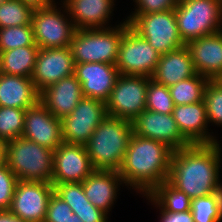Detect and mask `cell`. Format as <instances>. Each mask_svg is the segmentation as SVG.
<instances>
[{
  "label": "cell",
  "instance_id": "obj_15",
  "mask_svg": "<svg viewBox=\"0 0 222 222\" xmlns=\"http://www.w3.org/2000/svg\"><path fill=\"white\" fill-rule=\"evenodd\" d=\"M133 133L161 141L173 150L190 145L182 136L172 114H162L145 109L133 121Z\"/></svg>",
  "mask_w": 222,
  "mask_h": 222
},
{
  "label": "cell",
  "instance_id": "obj_17",
  "mask_svg": "<svg viewBox=\"0 0 222 222\" xmlns=\"http://www.w3.org/2000/svg\"><path fill=\"white\" fill-rule=\"evenodd\" d=\"M172 115L182 136L190 144H210L222 141L218 139L217 132L209 129L204 101L175 105Z\"/></svg>",
  "mask_w": 222,
  "mask_h": 222
},
{
  "label": "cell",
  "instance_id": "obj_31",
  "mask_svg": "<svg viewBox=\"0 0 222 222\" xmlns=\"http://www.w3.org/2000/svg\"><path fill=\"white\" fill-rule=\"evenodd\" d=\"M203 101L209 125L222 128V79L207 82Z\"/></svg>",
  "mask_w": 222,
  "mask_h": 222
},
{
  "label": "cell",
  "instance_id": "obj_32",
  "mask_svg": "<svg viewBox=\"0 0 222 222\" xmlns=\"http://www.w3.org/2000/svg\"><path fill=\"white\" fill-rule=\"evenodd\" d=\"M30 45H36L31 25L0 28V53Z\"/></svg>",
  "mask_w": 222,
  "mask_h": 222
},
{
  "label": "cell",
  "instance_id": "obj_5",
  "mask_svg": "<svg viewBox=\"0 0 222 222\" xmlns=\"http://www.w3.org/2000/svg\"><path fill=\"white\" fill-rule=\"evenodd\" d=\"M114 27L76 29L70 48L75 64L100 62L116 64L126 20Z\"/></svg>",
  "mask_w": 222,
  "mask_h": 222
},
{
  "label": "cell",
  "instance_id": "obj_24",
  "mask_svg": "<svg viewBox=\"0 0 222 222\" xmlns=\"http://www.w3.org/2000/svg\"><path fill=\"white\" fill-rule=\"evenodd\" d=\"M39 96L31 78L0 73V107L26 110L39 102Z\"/></svg>",
  "mask_w": 222,
  "mask_h": 222
},
{
  "label": "cell",
  "instance_id": "obj_13",
  "mask_svg": "<svg viewBox=\"0 0 222 222\" xmlns=\"http://www.w3.org/2000/svg\"><path fill=\"white\" fill-rule=\"evenodd\" d=\"M94 170L85 145L63 142L53 153L51 183L83 182Z\"/></svg>",
  "mask_w": 222,
  "mask_h": 222
},
{
  "label": "cell",
  "instance_id": "obj_41",
  "mask_svg": "<svg viewBox=\"0 0 222 222\" xmlns=\"http://www.w3.org/2000/svg\"><path fill=\"white\" fill-rule=\"evenodd\" d=\"M6 143L0 140V166L5 164Z\"/></svg>",
  "mask_w": 222,
  "mask_h": 222
},
{
  "label": "cell",
  "instance_id": "obj_35",
  "mask_svg": "<svg viewBox=\"0 0 222 222\" xmlns=\"http://www.w3.org/2000/svg\"><path fill=\"white\" fill-rule=\"evenodd\" d=\"M17 182V177L6 163L0 166V210L10 209Z\"/></svg>",
  "mask_w": 222,
  "mask_h": 222
},
{
  "label": "cell",
  "instance_id": "obj_1",
  "mask_svg": "<svg viewBox=\"0 0 222 222\" xmlns=\"http://www.w3.org/2000/svg\"><path fill=\"white\" fill-rule=\"evenodd\" d=\"M190 144L173 150L168 181L191 200L222 193V144Z\"/></svg>",
  "mask_w": 222,
  "mask_h": 222
},
{
  "label": "cell",
  "instance_id": "obj_11",
  "mask_svg": "<svg viewBox=\"0 0 222 222\" xmlns=\"http://www.w3.org/2000/svg\"><path fill=\"white\" fill-rule=\"evenodd\" d=\"M107 116L105 102L83 97L73 111L61 119L63 142L85 145Z\"/></svg>",
  "mask_w": 222,
  "mask_h": 222
},
{
  "label": "cell",
  "instance_id": "obj_19",
  "mask_svg": "<svg viewBox=\"0 0 222 222\" xmlns=\"http://www.w3.org/2000/svg\"><path fill=\"white\" fill-rule=\"evenodd\" d=\"M74 75L81 84L84 97L106 102L119 72L115 64L88 62L75 64Z\"/></svg>",
  "mask_w": 222,
  "mask_h": 222
},
{
  "label": "cell",
  "instance_id": "obj_18",
  "mask_svg": "<svg viewBox=\"0 0 222 222\" xmlns=\"http://www.w3.org/2000/svg\"><path fill=\"white\" fill-rule=\"evenodd\" d=\"M67 8L76 29H97L114 27L123 22L110 24L116 0H60ZM111 20V21H110ZM118 23V24H117Z\"/></svg>",
  "mask_w": 222,
  "mask_h": 222
},
{
  "label": "cell",
  "instance_id": "obj_38",
  "mask_svg": "<svg viewBox=\"0 0 222 222\" xmlns=\"http://www.w3.org/2000/svg\"><path fill=\"white\" fill-rule=\"evenodd\" d=\"M148 201L147 204L153 205L152 207L159 211L158 222H194L191 210L186 212L170 213L161 209L148 195L140 196Z\"/></svg>",
  "mask_w": 222,
  "mask_h": 222
},
{
  "label": "cell",
  "instance_id": "obj_36",
  "mask_svg": "<svg viewBox=\"0 0 222 222\" xmlns=\"http://www.w3.org/2000/svg\"><path fill=\"white\" fill-rule=\"evenodd\" d=\"M74 213L71 207L55 192L51 195L44 222H68Z\"/></svg>",
  "mask_w": 222,
  "mask_h": 222
},
{
  "label": "cell",
  "instance_id": "obj_12",
  "mask_svg": "<svg viewBox=\"0 0 222 222\" xmlns=\"http://www.w3.org/2000/svg\"><path fill=\"white\" fill-rule=\"evenodd\" d=\"M53 192L51 182L18 180L10 210L25 222H44Z\"/></svg>",
  "mask_w": 222,
  "mask_h": 222
},
{
  "label": "cell",
  "instance_id": "obj_7",
  "mask_svg": "<svg viewBox=\"0 0 222 222\" xmlns=\"http://www.w3.org/2000/svg\"><path fill=\"white\" fill-rule=\"evenodd\" d=\"M31 26L39 49L69 47L76 31L67 8L60 0L35 6Z\"/></svg>",
  "mask_w": 222,
  "mask_h": 222
},
{
  "label": "cell",
  "instance_id": "obj_6",
  "mask_svg": "<svg viewBox=\"0 0 222 222\" xmlns=\"http://www.w3.org/2000/svg\"><path fill=\"white\" fill-rule=\"evenodd\" d=\"M174 11L185 44L222 31V0H182Z\"/></svg>",
  "mask_w": 222,
  "mask_h": 222
},
{
  "label": "cell",
  "instance_id": "obj_34",
  "mask_svg": "<svg viewBox=\"0 0 222 222\" xmlns=\"http://www.w3.org/2000/svg\"><path fill=\"white\" fill-rule=\"evenodd\" d=\"M54 192L60 196L71 209L95 207L85 196L82 182L53 184Z\"/></svg>",
  "mask_w": 222,
  "mask_h": 222
},
{
  "label": "cell",
  "instance_id": "obj_14",
  "mask_svg": "<svg viewBox=\"0 0 222 222\" xmlns=\"http://www.w3.org/2000/svg\"><path fill=\"white\" fill-rule=\"evenodd\" d=\"M74 70L75 61L70 46L39 49L31 79L40 92L62 78L73 75Z\"/></svg>",
  "mask_w": 222,
  "mask_h": 222
},
{
  "label": "cell",
  "instance_id": "obj_30",
  "mask_svg": "<svg viewBox=\"0 0 222 222\" xmlns=\"http://www.w3.org/2000/svg\"><path fill=\"white\" fill-rule=\"evenodd\" d=\"M25 109L0 107V140L8 142L22 136Z\"/></svg>",
  "mask_w": 222,
  "mask_h": 222
},
{
  "label": "cell",
  "instance_id": "obj_10",
  "mask_svg": "<svg viewBox=\"0 0 222 222\" xmlns=\"http://www.w3.org/2000/svg\"><path fill=\"white\" fill-rule=\"evenodd\" d=\"M148 77L119 74L106 103L110 117L133 121L146 109Z\"/></svg>",
  "mask_w": 222,
  "mask_h": 222
},
{
  "label": "cell",
  "instance_id": "obj_28",
  "mask_svg": "<svg viewBox=\"0 0 222 222\" xmlns=\"http://www.w3.org/2000/svg\"><path fill=\"white\" fill-rule=\"evenodd\" d=\"M35 6L23 0H7L0 4V28L31 25Z\"/></svg>",
  "mask_w": 222,
  "mask_h": 222
},
{
  "label": "cell",
  "instance_id": "obj_27",
  "mask_svg": "<svg viewBox=\"0 0 222 222\" xmlns=\"http://www.w3.org/2000/svg\"><path fill=\"white\" fill-rule=\"evenodd\" d=\"M208 78L196 74L169 87L174 105H187L203 101Z\"/></svg>",
  "mask_w": 222,
  "mask_h": 222
},
{
  "label": "cell",
  "instance_id": "obj_26",
  "mask_svg": "<svg viewBox=\"0 0 222 222\" xmlns=\"http://www.w3.org/2000/svg\"><path fill=\"white\" fill-rule=\"evenodd\" d=\"M148 196L161 209L170 213L186 212L191 209V199L168 180L156 186Z\"/></svg>",
  "mask_w": 222,
  "mask_h": 222
},
{
  "label": "cell",
  "instance_id": "obj_29",
  "mask_svg": "<svg viewBox=\"0 0 222 222\" xmlns=\"http://www.w3.org/2000/svg\"><path fill=\"white\" fill-rule=\"evenodd\" d=\"M194 222H222V193H213L191 200Z\"/></svg>",
  "mask_w": 222,
  "mask_h": 222
},
{
  "label": "cell",
  "instance_id": "obj_4",
  "mask_svg": "<svg viewBox=\"0 0 222 222\" xmlns=\"http://www.w3.org/2000/svg\"><path fill=\"white\" fill-rule=\"evenodd\" d=\"M53 153L21 136L6 142L5 163L18 180L52 182Z\"/></svg>",
  "mask_w": 222,
  "mask_h": 222
},
{
  "label": "cell",
  "instance_id": "obj_21",
  "mask_svg": "<svg viewBox=\"0 0 222 222\" xmlns=\"http://www.w3.org/2000/svg\"><path fill=\"white\" fill-rule=\"evenodd\" d=\"M82 186L88 200L110 216L117 197L121 195L119 191L125 184L118 171L94 170L84 179Z\"/></svg>",
  "mask_w": 222,
  "mask_h": 222
},
{
  "label": "cell",
  "instance_id": "obj_3",
  "mask_svg": "<svg viewBox=\"0 0 222 222\" xmlns=\"http://www.w3.org/2000/svg\"><path fill=\"white\" fill-rule=\"evenodd\" d=\"M132 135L131 121L107 116L85 144L94 169L118 171Z\"/></svg>",
  "mask_w": 222,
  "mask_h": 222
},
{
  "label": "cell",
  "instance_id": "obj_39",
  "mask_svg": "<svg viewBox=\"0 0 222 222\" xmlns=\"http://www.w3.org/2000/svg\"><path fill=\"white\" fill-rule=\"evenodd\" d=\"M71 210L83 222H110L111 221V219L109 218V215L97 207L71 209Z\"/></svg>",
  "mask_w": 222,
  "mask_h": 222
},
{
  "label": "cell",
  "instance_id": "obj_23",
  "mask_svg": "<svg viewBox=\"0 0 222 222\" xmlns=\"http://www.w3.org/2000/svg\"><path fill=\"white\" fill-rule=\"evenodd\" d=\"M196 74L190 51L184 45L161 55L151 79L170 87Z\"/></svg>",
  "mask_w": 222,
  "mask_h": 222
},
{
  "label": "cell",
  "instance_id": "obj_20",
  "mask_svg": "<svg viewBox=\"0 0 222 222\" xmlns=\"http://www.w3.org/2000/svg\"><path fill=\"white\" fill-rule=\"evenodd\" d=\"M197 74L209 80L222 79V31L186 44Z\"/></svg>",
  "mask_w": 222,
  "mask_h": 222
},
{
  "label": "cell",
  "instance_id": "obj_22",
  "mask_svg": "<svg viewBox=\"0 0 222 222\" xmlns=\"http://www.w3.org/2000/svg\"><path fill=\"white\" fill-rule=\"evenodd\" d=\"M84 97L80 82L73 74L40 91L39 101L56 118L69 115Z\"/></svg>",
  "mask_w": 222,
  "mask_h": 222
},
{
  "label": "cell",
  "instance_id": "obj_25",
  "mask_svg": "<svg viewBox=\"0 0 222 222\" xmlns=\"http://www.w3.org/2000/svg\"><path fill=\"white\" fill-rule=\"evenodd\" d=\"M38 50L30 45L1 52L0 73L31 78Z\"/></svg>",
  "mask_w": 222,
  "mask_h": 222
},
{
  "label": "cell",
  "instance_id": "obj_33",
  "mask_svg": "<svg viewBox=\"0 0 222 222\" xmlns=\"http://www.w3.org/2000/svg\"><path fill=\"white\" fill-rule=\"evenodd\" d=\"M174 107L169 87L148 78L146 109L162 114H172Z\"/></svg>",
  "mask_w": 222,
  "mask_h": 222
},
{
  "label": "cell",
  "instance_id": "obj_2",
  "mask_svg": "<svg viewBox=\"0 0 222 222\" xmlns=\"http://www.w3.org/2000/svg\"><path fill=\"white\" fill-rule=\"evenodd\" d=\"M172 153L167 144L133 133L118 170L127 190L148 195L168 180Z\"/></svg>",
  "mask_w": 222,
  "mask_h": 222
},
{
  "label": "cell",
  "instance_id": "obj_44",
  "mask_svg": "<svg viewBox=\"0 0 222 222\" xmlns=\"http://www.w3.org/2000/svg\"><path fill=\"white\" fill-rule=\"evenodd\" d=\"M5 1H7V0H0V4H1V3H4Z\"/></svg>",
  "mask_w": 222,
  "mask_h": 222
},
{
  "label": "cell",
  "instance_id": "obj_40",
  "mask_svg": "<svg viewBox=\"0 0 222 222\" xmlns=\"http://www.w3.org/2000/svg\"><path fill=\"white\" fill-rule=\"evenodd\" d=\"M0 222H25L15 215L10 209L0 210Z\"/></svg>",
  "mask_w": 222,
  "mask_h": 222
},
{
  "label": "cell",
  "instance_id": "obj_16",
  "mask_svg": "<svg viewBox=\"0 0 222 222\" xmlns=\"http://www.w3.org/2000/svg\"><path fill=\"white\" fill-rule=\"evenodd\" d=\"M22 137L54 151L63 143L61 119L39 101L26 109Z\"/></svg>",
  "mask_w": 222,
  "mask_h": 222
},
{
  "label": "cell",
  "instance_id": "obj_8",
  "mask_svg": "<svg viewBox=\"0 0 222 222\" xmlns=\"http://www.w3.org/2000/svg\"><path fill=\"white\" fill-rule=\"evenodd\" d=\"M129 26L160 55L186 45L179 33L175 11L168 10L149 14H128Z\"/></svg>",
  "mask_w": 222,
  "mask_h": 222
},
{
  "label": "cell",
  "instance_id": "obj_43",
  "mask_svg": "<svg viewBox=\"0 0 222 222\" xmlns=\"http://www.w3.org/2000/svg\"><path fill=\"white\" fill-rule=\"evenodd\" d=\"M68 222H83L77 215H72Z\"/></svg>",
  "mask_w": 222,
  "mask_h": 222
},
{
  "label": "cell",
  "instance_id": "obj_9",
  "mask_svg": "<svg viewBox=\"0 0 222 222\" xmlns=\"http://www.w3.org/2000/svg\"><path fill=\"white\" fill-rule=\"evenodd\" d=\"M161 55L126 21L115 66L119 74L151 78Z\"/></svg>",
  "mask_w": 222,
  "mask_h": 222
},
{
  "label": "cell",
  "instance_id": "obj_37",
  "mask_svg": "<svg viewBox=\"0 0 222 222\" xmlns=\"http://www.w3.org/2000/svg\"><path fill=\"white\" fill-rule=\"evenodd\" d=\"M133 10L129 14H149L164 12L175 9L176 1L174 0H132Z\"/></svg>",
  "mask_w": 222,
  "mask_h": 222
},
{
  "label": "cell",
  "instance_id": "obj_42",
  "mask_svg": "<svg viewBox=\"0 0 222 222\" xmlns=\"http://www.w3.org/2000/svg\"><path fill=\"white\" fill-rule=\"evenodd\" d=\"M33 4L34 6H41L55 2L56 0H23Z\"/></svg>",
  "mask_w": 222,
  "mask_h": 222
}]
</instances>
